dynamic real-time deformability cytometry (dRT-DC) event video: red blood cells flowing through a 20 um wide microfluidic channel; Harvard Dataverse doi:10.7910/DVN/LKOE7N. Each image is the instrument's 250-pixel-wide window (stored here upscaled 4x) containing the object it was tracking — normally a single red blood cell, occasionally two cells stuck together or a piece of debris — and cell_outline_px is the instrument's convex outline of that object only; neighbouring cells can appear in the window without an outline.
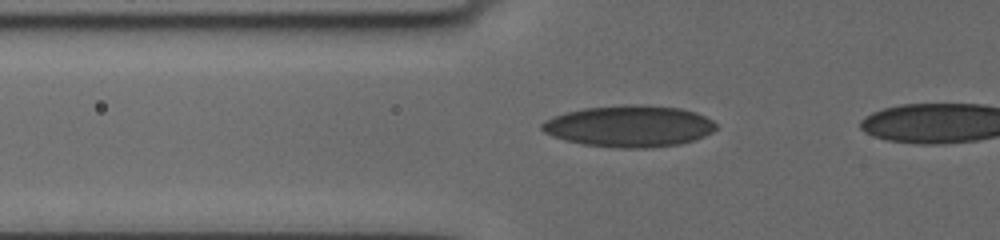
{"species": "human", "species_latin": "Homo sapiens", "temperature_condition": "cold", "stored_images_in_passage": 7, "camera_frame_rate_fps": 3000, "um_per_image_px": 0.085, "donor": {"sex": "female"}, "frame": {"image": 1, "passage_image": 6, "time_ms": 3.0, "image_size_px": [1000, 240], "cell_outline_px": [[716, 128], [712, 132], [704, 136], [680, 144], [648, 148], [616, 148], [584, 144], [552, 136], [544, 132], [540, 128], [540, 124], [544, 120], [568, 112], [584, 108], [628, 104], [636, 104], [680, 108], [696, 112], [712, 120], [716, 124]], "centroid_in_image_um": [53.49, 10.72], "position_along_channel_um": 72.3, "area_um2": 41.96}}